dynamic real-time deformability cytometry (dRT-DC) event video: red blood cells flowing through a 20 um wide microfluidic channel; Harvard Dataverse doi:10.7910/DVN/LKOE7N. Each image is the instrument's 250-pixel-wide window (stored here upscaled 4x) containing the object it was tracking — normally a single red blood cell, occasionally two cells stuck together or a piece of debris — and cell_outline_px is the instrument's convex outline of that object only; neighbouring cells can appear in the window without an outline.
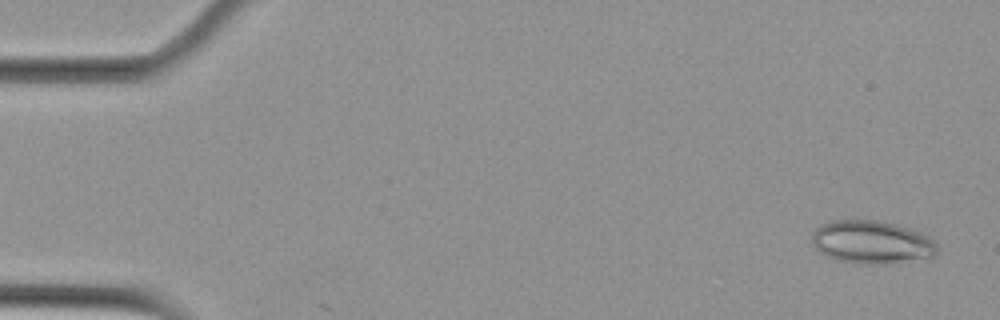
{"species": "Egyptian fruit bat (a non-hibernating species)", "species_latin": "Rousettus aegyptiacus", "temperature_condition": "cold", "stored_images_in_passage": 5, "camera_frame_rate_fps": 3000, "um_per_image_px": 0.085, "animal": {"sex": "female"}, "frame": {"image": 1, "passage_image": 1, "time_ms": 0.0, "image_size_px": [1000, 320], "cell_outline_px": [[936, 252], [932, 256], [888, 264], [860, 264], [840, 260], [828, 256], [820, 252], [812, 244], [812, 232], [820, 224], [832, 220], [876, 220], [896, 224], [912, 228], [936, 240]], "centroid_in_image_um": [74.08, 20.57], "position_along_channel_um": 10.9, "area_um2": 31.5}}